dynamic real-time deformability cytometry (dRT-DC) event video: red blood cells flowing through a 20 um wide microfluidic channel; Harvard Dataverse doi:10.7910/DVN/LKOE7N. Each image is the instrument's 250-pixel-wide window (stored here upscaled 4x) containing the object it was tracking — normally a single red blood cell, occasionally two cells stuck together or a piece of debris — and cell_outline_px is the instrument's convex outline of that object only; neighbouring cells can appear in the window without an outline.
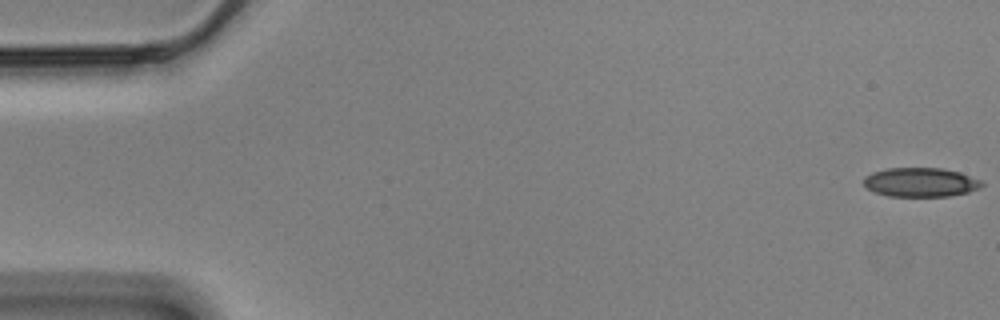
{"species": "Egyptian fruit bat (a non-hibernating species)", "species_latin": "Rousettus aegyptiacus", "temperature_condition": "cold", "stored_images_in_passage": 57, "camera_frame_rate_fps": 3000, "um_per_image_px": 0.085, "animal": {"sex": "male"}, "frame": {"image": 1, "passage_image": 1, "time_ms": 0.0, "image_size_px": [1000, 320], "cell_outline_px": [[984, 184], [980, 188], [968, 192], [948, 196], [888, 196], [876, 192], [868, 188], [864, 184], [864, 176], [872, 172], [884, 168], [940, 168], [960, 172], [980, 180]], "centroid_in_image_um": [78.24, 15.48], "position_along_channel_um": 6.8, "area_um2": 20.0}}
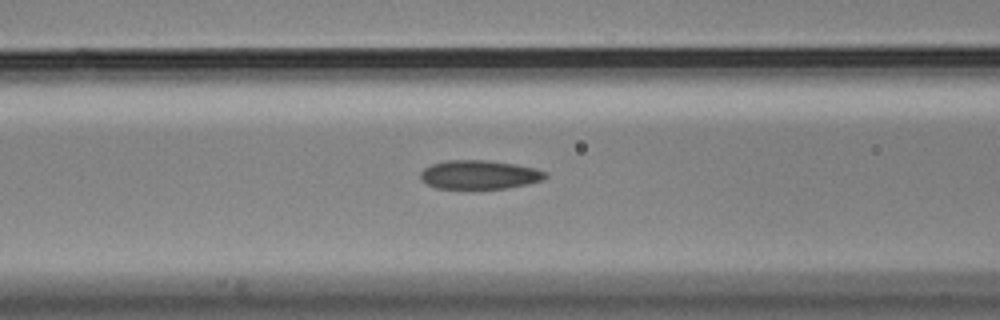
{"frame": {"image": 2, "passage_image": 23, "time_ms": 7.333, "image_size_px": [1000, 320], "cell_outline_px": [[548, 176], [544, 180], [528, 184], [508, 188], [436, 188], [420, 180], [420, 172], [424, 168], [432, 164], [444, 160], [484, 160], [516, 164], [536, 168], [548, 172]], "centroid_in_image_um": [40.78, 14.84], "position_along_channel_um": 125.8, "area_um2": 21.15}}
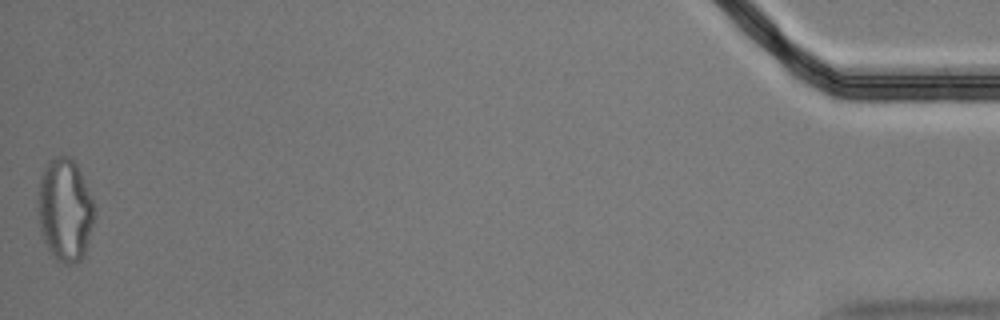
{"frame": {"image": 3, "passage_image": 57, "time_ms": 18.667, "image_size_px": [1000, 320], "cell_outline_px": [[96, 212], [84, 256], [80, 260], [72, 264], [64, 264], [56, 260], [48, 248], [44, 240], [40, 228], [40, 176], [48, 160], [56, 156], [72, 156], [80, 172], [96, 208]], "centroid_in_image_um": [5.56, 17.85], "position_along_channel_um": 429.6, "area_um2": 33.47}, "authors_computed_cell_mechanics": {"area_um2": 21.5016, "velocity_mm_per_s": 3.513, "shape_relaxation_time_tau1_ms": null, "shape_relaxation_time_tau2_ms": 3.5391, "deformation_change_tau1": null, "deformation_change_tau2": 0.1004}}